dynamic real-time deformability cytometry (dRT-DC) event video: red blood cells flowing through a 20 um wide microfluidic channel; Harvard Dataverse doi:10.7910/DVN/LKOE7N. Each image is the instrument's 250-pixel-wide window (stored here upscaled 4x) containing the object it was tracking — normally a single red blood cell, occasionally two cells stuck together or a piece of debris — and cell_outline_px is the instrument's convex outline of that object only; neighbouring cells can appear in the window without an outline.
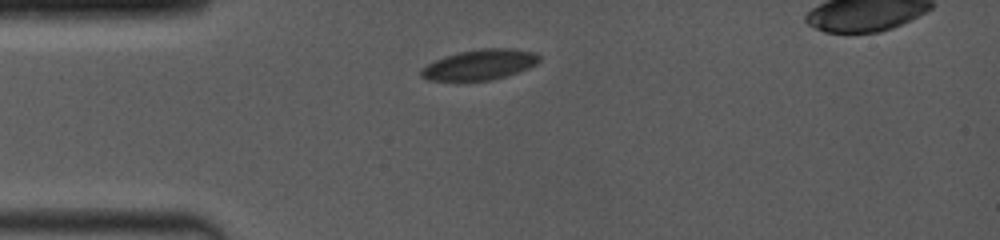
{"species": "common noctule bat (a hibernating species)", "species_latin": "Nyctalus noctula", "temperature_condition": "room temperature", "stored_images_in_passage": 22, "camera_frame_rate_fps": 4000, "um_per_image_px": 0.085, "animal": {"sex": "female", "body_mass_g": 19.0, "forearm_length_mm": 53.3}, "frame": {"image": 1, "passage_image": 1, "time_ms": 0.0, "image_size_px": [1000, 240], "cell_outline_px": [[540, 60], [536, 64], [528, 68], [492, 80], [428, 80], [420, 76], [420, 68], [444, 56], [456, 52], [480, 48], [516, 48], [536, 52], [540, 56]], "centroid_in_image_um": [40.78, 5.47], "position_along_channel_um": 44.2, "area_um2": 20.98}}
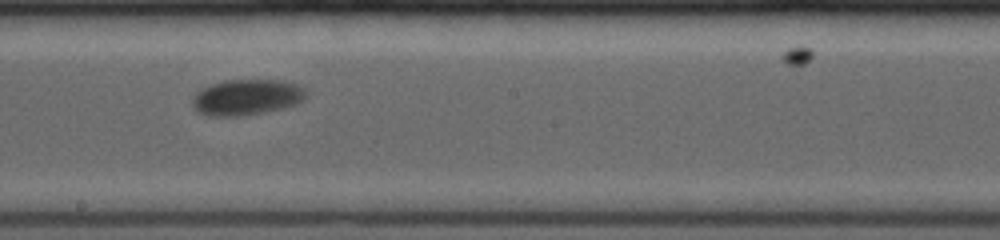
{"frame": {"image": 2, "passage_image": 11, "time_ms": 5.25, "image_size_px": [1000, 240], "cell_outline_px": [[308, 96], [304, 100], [296, 104], [264, 112], [240, 116], [208, 116], [196, 112], [192, 108], [192, 96], [200, 88], [224, 80], [276, 80], [296, 84], [304, 88], [308, 92]], "centroid_in_image_um": [20.92, 8.27], "position_along_channel_um": 227.3, "area_um2": 23.99}}
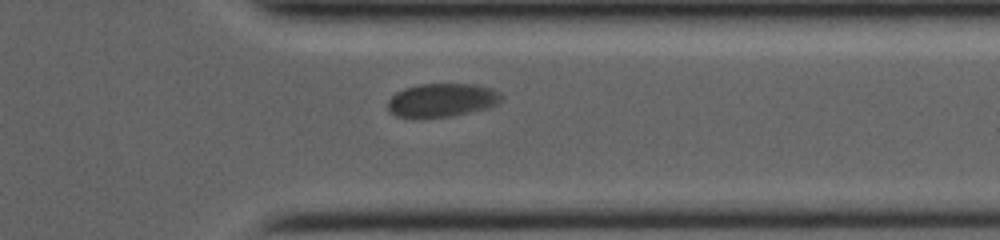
{"frame": {"image": 3, "passage_image": 19, "time_ms": 9.0, "image_size_px": [1000, 240], "cell_outline_px": [[504, 96], [500, 104], [488, 108], [452, 116], [420, 120], [412, 120], [396, 116], [388, 108], [388, 100], [396, 92], [404, 88], [420, 84], [472, 84], [492, 88], [500, 92]], "centroid_in_image_um": [37.57, 8.55], "position_along_channel_um": 373.8, "area_um2": 22.95}}